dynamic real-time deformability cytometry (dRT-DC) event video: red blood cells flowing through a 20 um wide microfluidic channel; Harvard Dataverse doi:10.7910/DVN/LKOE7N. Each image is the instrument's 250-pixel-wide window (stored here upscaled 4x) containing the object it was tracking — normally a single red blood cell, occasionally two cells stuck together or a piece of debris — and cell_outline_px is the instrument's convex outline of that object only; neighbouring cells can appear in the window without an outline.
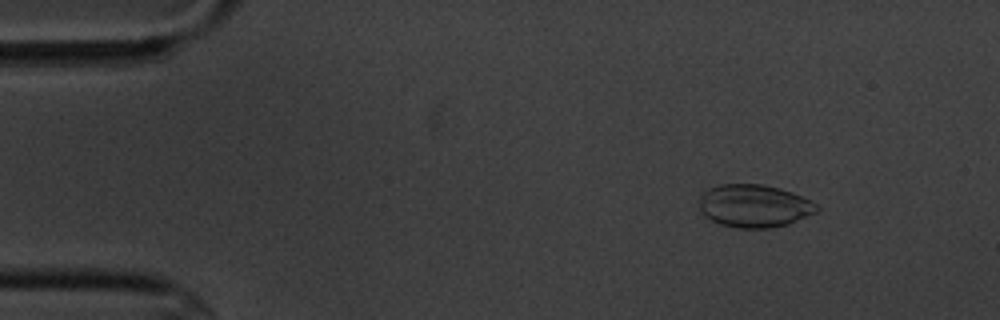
{"species": "common noctule bat (a hibernating species)", "species_latin": "Nyctalus noctula", "temperature_condition": "cold", "stored_images_in_passage": 5, "camera_frame_rate_fps": 3000, "um_per_image_px": 0.085, "animal": {"sex": "male", "body_mass_g": 20.1, "forearm_length_mm": 53.5}, "frame": {"image": 1, "passage_image": 2, "time_ms": 1.0, "image_size_px": [1000, 320], "cell_outline_px": [[820, 208], [816, 212], [788, 224], [772, 228], [736, 228], [720, 224], [704, 216], [700, 212], [700, 196], [708, 188], [720, 184], [760, 184], [780, 188], [792, 192], [816, 204]], "centroid_in_image_um": [64.08, 17.5], "position_along_channel_um": 20.9, "area_um2": 29.3}}
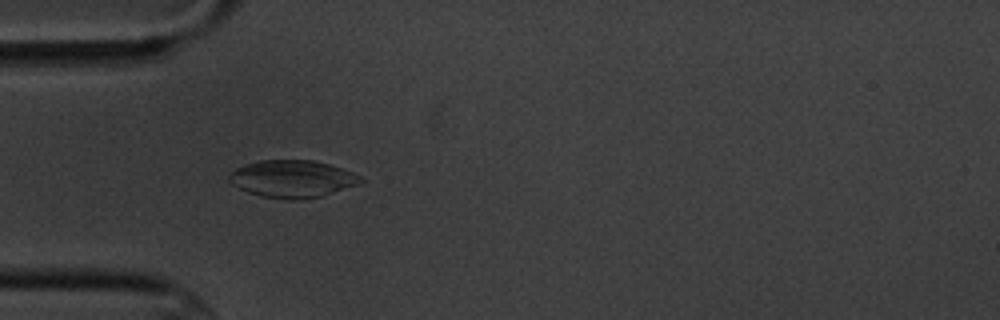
{"frame": {"image": 2, "passage_image": 4, "time_ms": 4.333, "image_size_px": [1000, 320], "cell_outline_px": [[364, 180], [360, 184], [320, 196], [300, 200], [292, 200], [260, 196], [248, 192], [232, 184], [228, 180], [228, 176], [236, 168], [244, 164], [260, 160], [312, 160], [328, 164], [352, 172], [360, 176]], "centroid_in_image_um": [24.84, 15.2], "position_along_channel_um": 60.2, "area_um2": 28.5}}
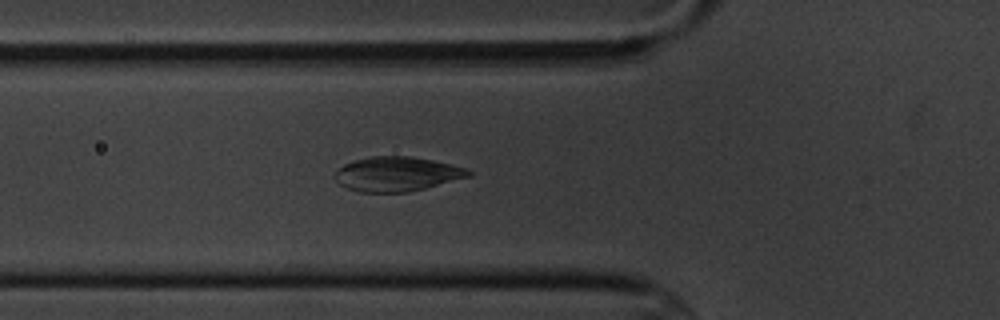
{"frame": {"image": 3, "passage_image": 5, "time_ms": 5.333, "image_size_px": [1000, 320], "cell_outline_px": [[472, 176], [408, 192], [360, 192], [348, 188], [340, 184], [332, 176], [344, 164], [368, 156], [408, 156], [432, 160], [452, 164], [468, 168], [472, 172]], "centroid_in_image_um": [33.76, 14.79], "position_along_channel_um": 92.0, "area_um2": 26.82}}